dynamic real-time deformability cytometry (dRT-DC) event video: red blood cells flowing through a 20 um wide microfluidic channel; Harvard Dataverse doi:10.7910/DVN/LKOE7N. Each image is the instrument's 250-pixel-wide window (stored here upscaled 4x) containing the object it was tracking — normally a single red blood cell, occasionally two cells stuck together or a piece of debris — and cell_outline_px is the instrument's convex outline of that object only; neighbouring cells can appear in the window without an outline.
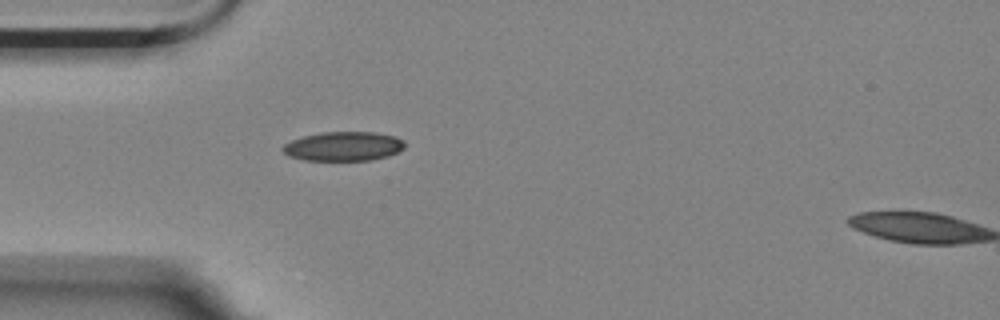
{"species": "Egyptian fruit bat (a non-hibernating species)", "species_latin": "Rousettus aegyptiacus", "temperature_condition": "room temperature", "stored_images_in_passage": 2, "segment_of_instrument_passage": [1, 2], "camera_frame_rate_fps": 3000, "um_per_image_px": 0.085, "animal": {"sex": "female"}, "frame": {"image": 1, "passage_image": 1, "time_ms": 0.0, "image_size_px": [1000, 320], "cell_outline_px": [[404, 148], [388, 156], [372, 160], [304, 160], [288, 156], [280, 148], [284, 144], [292, 140], [304, 136], [320, 132], [376, 132], [396, 136], [404, 140]], "centroid_in_image_um": [29.19, 12.43], "position_along_channel_um": 55.8, "area_um2": 20.87}}